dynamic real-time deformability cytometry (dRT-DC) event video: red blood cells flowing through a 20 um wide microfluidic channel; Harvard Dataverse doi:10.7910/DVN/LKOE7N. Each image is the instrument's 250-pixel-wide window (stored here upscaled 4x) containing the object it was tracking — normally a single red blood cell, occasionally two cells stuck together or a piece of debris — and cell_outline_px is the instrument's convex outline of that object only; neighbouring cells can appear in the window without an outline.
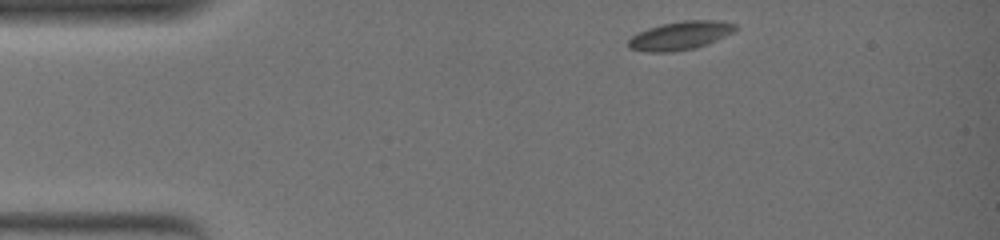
{"species": "common noctule bat (a hibernating species)", "species_latin": "Nyctalus noctula", "temperature_condition": "warm", "stored_images_in_passage": 40, "camera_frame_rate_fps": 3000, "um_per_image_px": 0.085, "animal": {"sex": "female", "body_mass_g": 19.0, "forearm_length_mm": 51.5}, "frame": {"image": 1, "passage_image": 1, "time_ms": 0.0, "image_size_px": [1000, 240], "cell_outline_px": [[736, 28], [732, 32], [708, 44], [696, 48], [672, 52], [644, 52], [628, 48], [628, 40], [632, 36], [648, 28], [664, 24], [684, 20], [720, 20], [736, 24]], "centroid_in_image_um": [57.81, 3.03], "position_along_channel_um": 27.2, "area_um2": 17.69}}
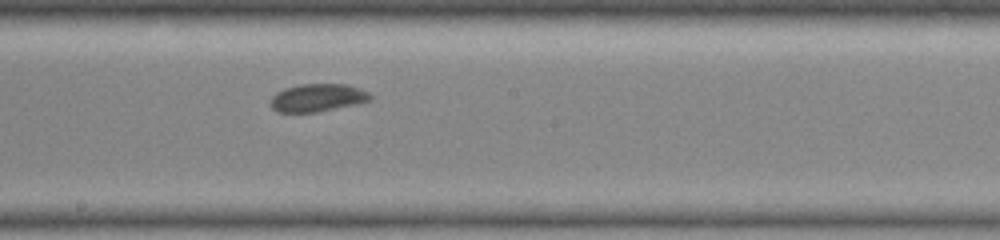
{"frame": {"image": 2, "passage_image": 22, "time_ms": 7.0, "image_size_px": [1000, 240], "cell_outline_px": [[372, 100], [356, 104], [316, 112], [276, 112], [268, 104], [268, 100], [276, 92], [284, 88], [300, 84], [348, 84], [360, 88], [368, 92], [372, 96]], "centroid_in_image_um": [26.95, 8.3], "position_along_channel_um": 221.2, "area_um2": 16.42}}
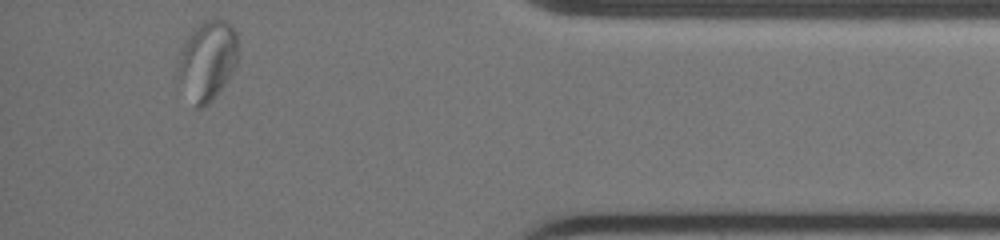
{"frame": {"image": 3, "passage_image": 40, "time_ms": 13.0, "image_size_px": [1000, 240], "cell_outline_px": [[236, 68], [212, 100], [208, 104], [200, 108], [196, 108], [176, 84], [176, 68], [180, 52], [188, 36], [204, 20], [224, 20], [236, 32]], "centroid_in_image_um": [17.56, 5.22], "position_along_channel_um": 417.6, "area_um2": 27.98}, "authors_computed_cell_mechanics": {"area_um2": 17.1377, "velocity_mm_per_s": 3.709, "shape_relaxation_time_tau1_ms": null, "shape_relaxation_time_tau2_ms": 2.4931, "deformation_change_tau1": null, "deformation_change_tau2": 0.0402}}